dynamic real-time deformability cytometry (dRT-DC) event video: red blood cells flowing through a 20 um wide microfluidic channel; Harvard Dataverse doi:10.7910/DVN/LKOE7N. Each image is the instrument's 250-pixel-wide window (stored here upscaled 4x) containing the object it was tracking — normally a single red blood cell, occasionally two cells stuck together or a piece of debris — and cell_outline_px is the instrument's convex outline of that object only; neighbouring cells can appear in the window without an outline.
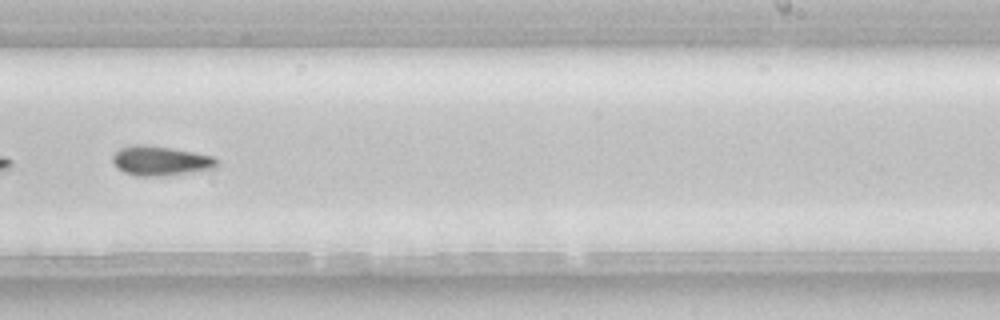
{"species": "common noctule bat (a hibernating species)", "species_latin": "Nyctalus noctula", "temperature_condition": "room temperature", "stored_images_in_passage": 54, "segment_of_instrument_passage": [2, 2], "camera_frame_rate_fps": 3000, "um_per_image_px": 0.085, "animal": {"sex": "female", "body_mass_g": 22.7, "forearm_length_mm": 54.2}, "frame": {"image": 1, "passage_image": 34, "time_ms": 11.0, "image_size_px": [1000, 320], "cell_outline_px": [[216, 168], [164, 176], [140, 176], [124, 172], [112, 160], [112, 156], [120, 148], [132, 144], [144, 144], [172, 148], [212, 156], [216, 160]], "centroid_in_image_um": [13.62, 13.66], "position_along_channel_um": 275.4, "area_um2": 17.69}}